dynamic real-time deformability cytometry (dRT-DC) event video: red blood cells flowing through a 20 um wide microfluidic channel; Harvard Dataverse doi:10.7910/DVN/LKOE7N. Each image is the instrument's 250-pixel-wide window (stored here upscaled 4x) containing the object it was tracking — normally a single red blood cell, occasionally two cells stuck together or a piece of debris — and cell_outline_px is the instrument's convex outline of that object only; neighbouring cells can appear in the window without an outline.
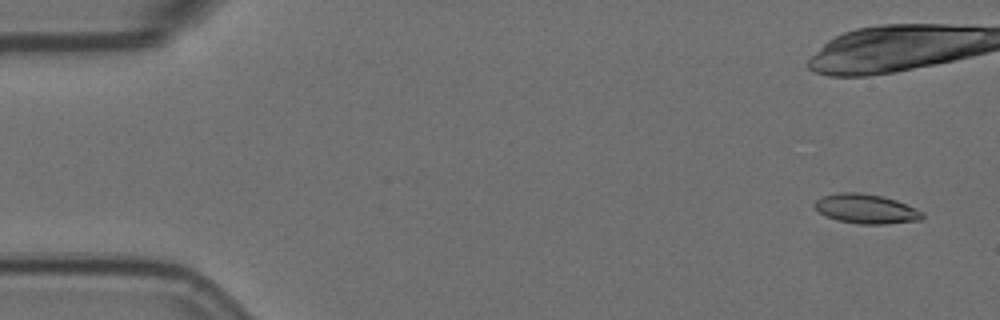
{"species": "Egyptian fruit bat (a non-hibernating species)", "species_latin": "Rousettus aegyptiacus", "temperature_condition": "room temperature", "stored_images_in_passage": 13, "camera_frame_rate_fps": 3000, "um_per_image_px": 0.085, "animal": {"sex": "female"}, "frame": {"image": 1, "passage_image": 3, "time_ms": 0.667, "image_size_px": [1000, 320], "cell_outline_px": [[924, 216], [920, 220], [884, 224], [860, 224], [836, 220], [820, 212], [816, 208], [816, 200], [820, 196], [836, 192], [860, 192], [880, 196], [896, 200], [924, 212]], "centroid_in_image_um": [73.62, 17.74], "position_along_channel_um": 11.4, "area_um2": 18.38}}